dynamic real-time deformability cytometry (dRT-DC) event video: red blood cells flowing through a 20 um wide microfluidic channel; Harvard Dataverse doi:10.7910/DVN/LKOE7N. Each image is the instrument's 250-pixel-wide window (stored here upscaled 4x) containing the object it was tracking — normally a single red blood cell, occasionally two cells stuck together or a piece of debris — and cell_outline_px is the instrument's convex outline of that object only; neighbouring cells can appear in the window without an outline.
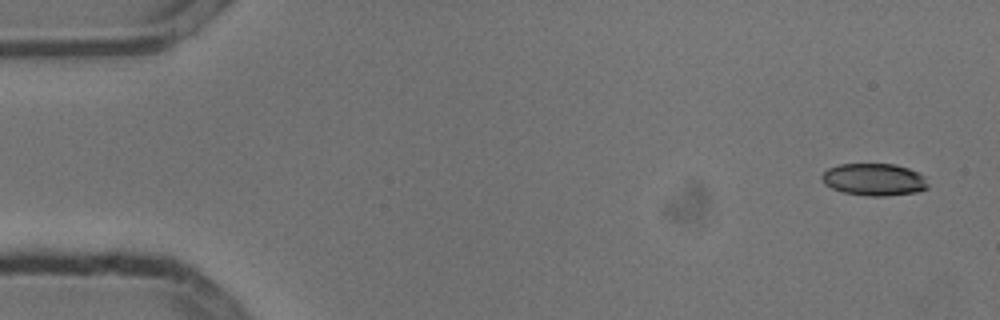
{"species": "common noctule bat (a hibernating species)", "species_latin": "Nyctalus noctula", "temperature_condition": "cold", "stored_images_in_passage": 6, "camera_frame_rate_fps": 3000, "um_per_image_px": 0.085, "animal": {"sex": "male", "body_mass_g": 13.3}, "frame": {"image": 1, "passage_image": 1, "time_ms": 0.0, "image_size_px": [1000, 320], "cell_outline_px": [[928, 188], [916, 192], [884, 196], [868, 196], [844, 192], [832, 188], [824, 184], [820, 176], [828, 168], [840, 164], [892, 164], [908, 168], [924, 176], [928, 184]], "centroid_in_image_um": [74.28, 15.26], "position_along_channel_um": 10.7, "area_um2": 19.83}}
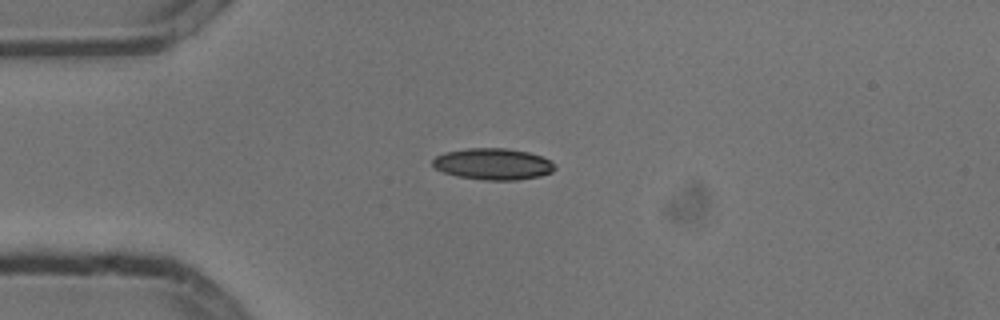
{"frame": {"image": 2, "passage_image": 4, "time_ms": 1.0, "image_size_px": [1000, 320], "cell_outline_px": [[556, 168], [552, 172], [540, 176], [516, 180], [484, 180], [456, 176], [444, 172], [436, 168], [432, 164], [432, 160], [436, 156], [444, 152], [468, 148], [508, 148], [528, 152], [540, 156], [548, 160]], "centroid_in_image_um": [41.88, 13.94], "position_along_channel_um": 43.1, "area_um2": 22.31}}
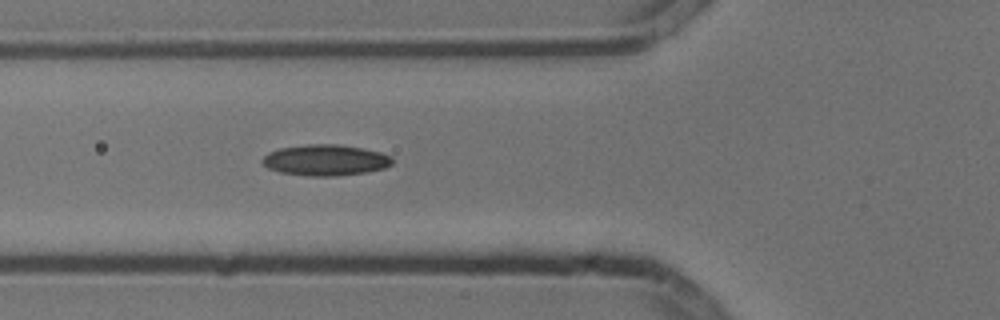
{"frame": {"image": 3, "passage_image": 6, "time_ms": 1.667, "image_size_px": [1000, 320], "cell_outline_px": [[392, 164], [384, 168], [364, 172], [336, 176], [312, 176], [280, 172], [268, 168], [260, 160], [268, 152], [280, 148], [308, 144], [340, 144], [364, 148], [380, 152], [392, 156]], "centroid_in_image_um": [27.66, 13.6], "position_along_channel_um": 98.1, "area_um2": 23.47}}